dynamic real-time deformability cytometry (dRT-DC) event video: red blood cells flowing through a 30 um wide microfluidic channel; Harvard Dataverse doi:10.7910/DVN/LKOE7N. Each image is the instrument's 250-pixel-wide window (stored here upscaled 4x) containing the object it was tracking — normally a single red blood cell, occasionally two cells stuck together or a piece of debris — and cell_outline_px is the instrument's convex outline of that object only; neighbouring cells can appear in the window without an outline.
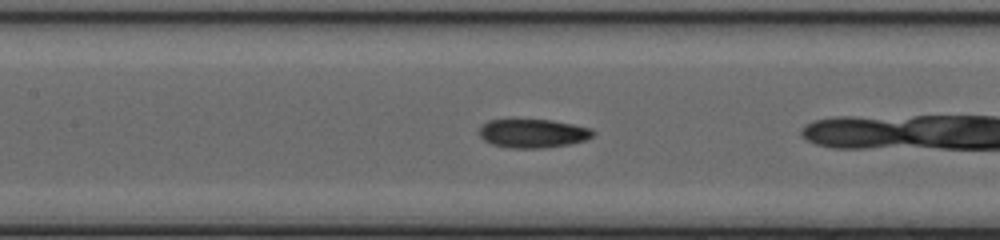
{"species": "common noctule bat (a hibernating species)", "species_latin": "Nyctalus noctula", "temperature_condition": "cold", "stored_images_in_passage": 25, "camera_frame_rate_fps": 3000, "um_per_image_px": 0.085, "animal": {"sex": "female", "body_mass_g": 20.0, "forearm_length_mm": 54.0}, "frame": {"image": 1, "passage_image": 24, "time_ms": 7.667, "image_size_px": [1000, 240], "cell_outline_px": [[596, 132], [592, 136], [584, 140], [568, 144], [544, 148], [508, 148], [492, 144], [484, 140], [480, 136], [480, 124], [488, 120], [552, 120], [592, 128]], "centroid_in_image_um": [45.28, 11.34], "position_along_channel_um": 162.1, "area_um2": 19.02}}